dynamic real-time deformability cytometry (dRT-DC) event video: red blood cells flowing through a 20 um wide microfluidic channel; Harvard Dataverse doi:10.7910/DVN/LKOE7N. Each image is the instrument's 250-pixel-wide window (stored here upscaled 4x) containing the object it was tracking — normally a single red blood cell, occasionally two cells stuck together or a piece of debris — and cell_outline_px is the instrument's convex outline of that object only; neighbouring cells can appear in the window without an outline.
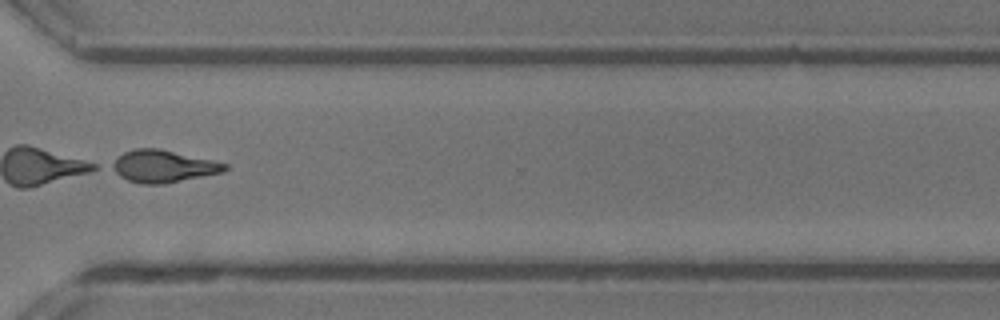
{"species": "common noctule bat (a hibernating species)", "species_latin": "Nyctalus noctula", "temperature_condition": "room temperature", "stored_images_in_passage": 47, "camera_frame_rate_fps": 3000, "um_per_image_px": 0.085, "animal": {"sex": "male", "body_mass_g": 13.3}, "frame": {"image": 1, "passage_image": 35, "time_ms": 11.333, "image_size_px": [1000, 320], "cell_outline_px": [[228, 168], [224, 172], [164, 184], [144, 184], [128, 180], [120, 176], [108, 168], [108, 164], [124, 152], [136, 148], [160, 148], [212, 160], [228, 164]], "centroid_in_image_um": [13.83, 14.13], "position_along_channel_um": 356.8, "area_um2": 21.39}}